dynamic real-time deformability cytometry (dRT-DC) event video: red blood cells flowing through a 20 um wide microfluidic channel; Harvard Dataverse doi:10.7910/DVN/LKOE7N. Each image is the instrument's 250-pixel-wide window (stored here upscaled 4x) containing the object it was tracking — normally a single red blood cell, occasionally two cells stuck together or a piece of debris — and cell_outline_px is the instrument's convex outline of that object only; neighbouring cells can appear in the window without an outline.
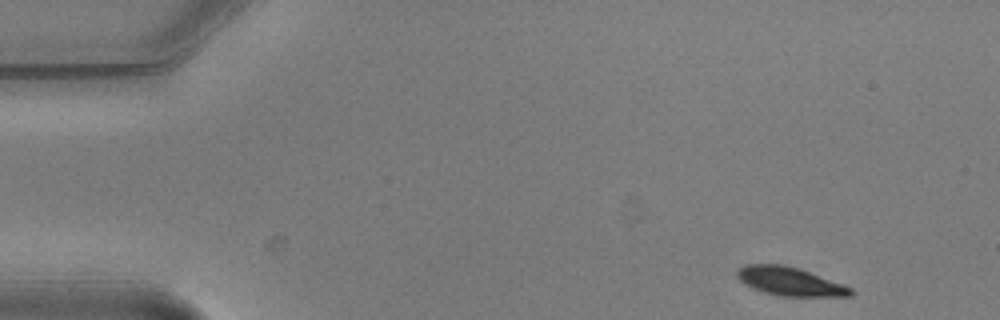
{"species": "common noctule bat (a hibernating species)", "species_latin": "Nyctalus noctula", "temperature_condition": "warm", "stored_images_in_passage": 4, "segment_of_instrument_passage": [1, 2], "camera_frame_rate_fps": 3000, "um_per_image_px": 0.085, "animal": {"sex": "male", "body_mass_g": 20.5, "forearm_length_mm": 52.5}, "frame": {"image": 1, "passage_image": 1, "time_ms": 0.0, "image_size_px": [1000, 320], "cell_outline_px": [[852, 296], [780, 296], [764, 292], [752, 288], [744, 284], [736, 276], [736, 268], [744, 264], [784, 264], [800, 268], [844, 284], [852, 288]], "centroid_in_image_um": [67.11, 23.9], "position_along_channel_um": 17.9, "area_um2": 19.13}}